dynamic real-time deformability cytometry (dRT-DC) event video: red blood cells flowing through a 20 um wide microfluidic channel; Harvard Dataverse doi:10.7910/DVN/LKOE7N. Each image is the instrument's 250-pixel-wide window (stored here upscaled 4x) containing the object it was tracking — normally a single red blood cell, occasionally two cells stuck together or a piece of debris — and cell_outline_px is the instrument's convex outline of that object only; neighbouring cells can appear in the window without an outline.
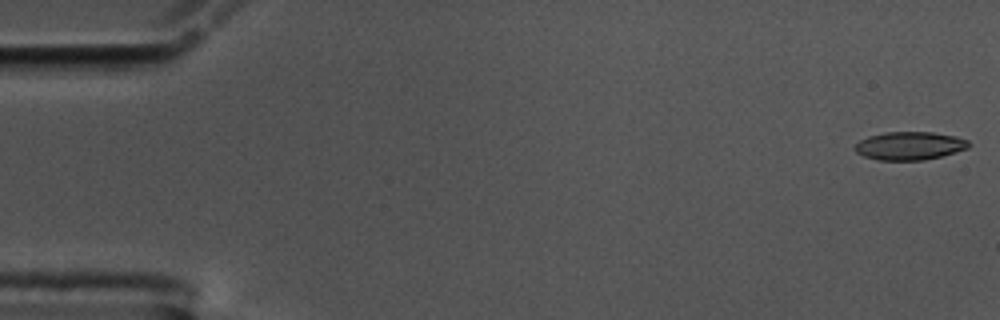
{"species": "common noctule bat (a hibernating species)", "species_latin": "Nyctalus noctula", "temperature_condition": "cold", "stored_images_in_passage": 50, "camera_frame_rate_fps": 3000, "um_per_image_px": 0.085, "animal": {"sex": "male", "body_mass_g": 17.5, "forearm_length_mm": 52.3}, "frame": {"image": 1, "passage_image": 1, "time_ms": 0.0, "image_size_px": [1000, 320], "cell_outline_px": [[972, 144], [968, 148], [940, 156], [924, 160], [880, 160], [864, 156], [856, 152], [852, 148], [860, 140], [868, 136], [884, 132], [932, 132], [956, 136], [968, 140]], "centroid_in_image_um": [77.31, 12.38], "position_along_channel_um": 7.7, "area_um2": 18.73}}
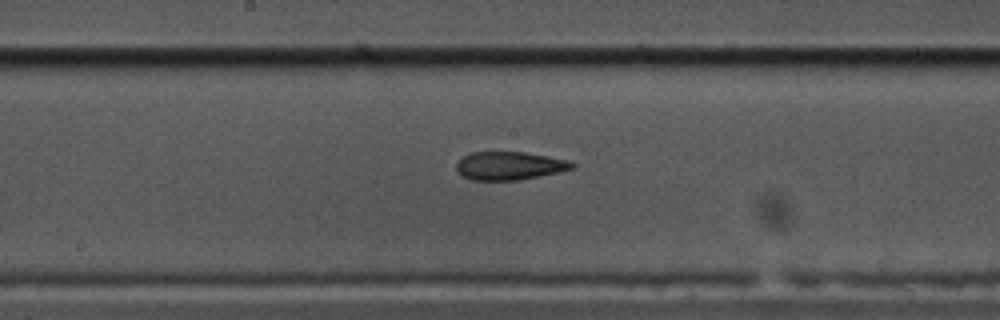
{"frame": {"image": 2, "passage_image": 29, "time_ms": 9.333, "image_size_px": [1000, 320], "cell_outline_px": [[576, 164], [572, 168], [560, 172], [520, 180], [472, 180], [464, 176], [456, 168], [456, 164], [464, 156], [472, 152], [524, 152], [548, 156], [568, 160]], "centroid_in_image_um": [43.33, 14.09], "position_along_channel_um": 204.9, "area_um2": 18.9}}
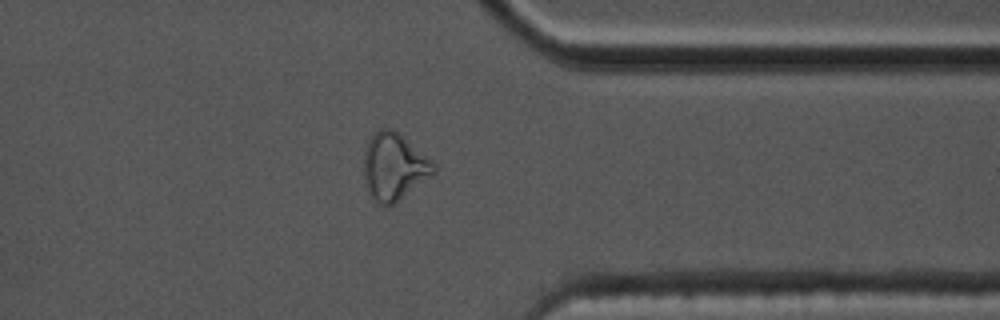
{"frame": {"image": 3, "passage_image": 44, "time_ms": 14.333, "image_size_px": [1000, 320], "cell_outline_px": [[436, 172], [392, 204], [380, 204], [372, 196], [364, 184], [364, 152], [368, 140], [380, 128], [392, 128], [432, 160], [436, 164]], "centroid_in_image_um": [33.48, 14.13], "position_along_channel_um": 377.9, "area_um2": 26.76}}